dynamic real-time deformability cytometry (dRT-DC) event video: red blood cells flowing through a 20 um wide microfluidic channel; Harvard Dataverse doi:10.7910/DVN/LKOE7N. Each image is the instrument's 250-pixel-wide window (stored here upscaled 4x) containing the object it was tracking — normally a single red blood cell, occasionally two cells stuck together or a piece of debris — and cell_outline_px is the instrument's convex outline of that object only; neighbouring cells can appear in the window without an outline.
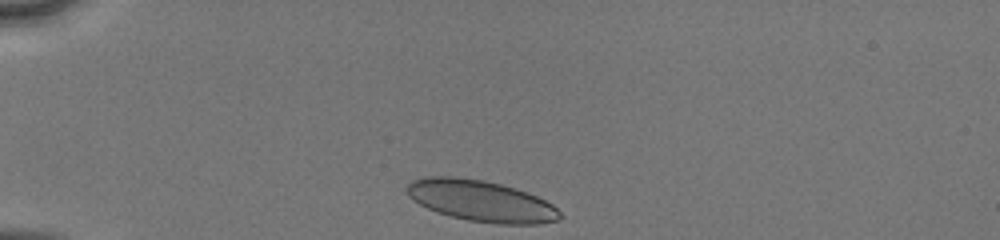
{"species": "human", "species_latin": "Homo sapiens", "temperature_condition": "cold", "stored_images_in_passage": 32, "camera_frame_rate_fps": 3000, "um_per_image_px": 0.085, "donor": {"sex": "male"}, "frame": {"image": 1, "passage_image": 1, "time_ms": 0.0, "image_size_px": [1000, 240], "cell_outline_px": [[564, 216], [560, 220], [540, 224], [500, 224], [468, 220], [436, 212], [412, 200], [408, 196], [408, 184], [412, 180], [428, 176], [452, 176], [484, 180], [500, 184], [528, 192], [552, 204]], "centroid_in_image_um": [40.91, 17.08], "position_along_channel_um": 44.1, "area_um2": 36.7}}
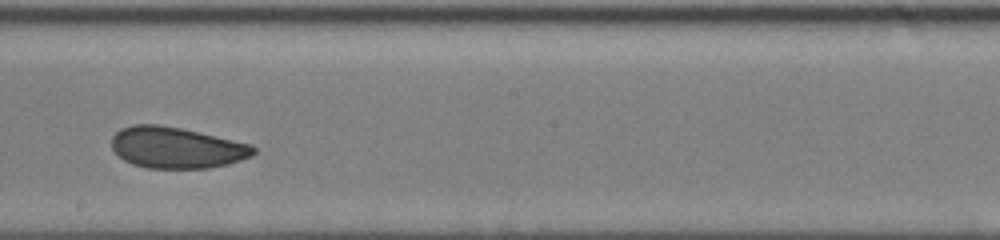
{"frame": {"image": 2, "passage_image": 18, "time_ms": 5.667, "image_size_px": [1000, 240], "cell_outline_px": [[256, 152], [252, 156], [228, 164], [208, 168], [148, 168], [132, 164], [124, 160], [112, 148], [112, 136], [120, 128], [132, 124], [156, 124], [180, 128], [252, 144], [256, 148]], "centroid_in_image_um": [15.0, 12.55], "position_along_channel_um": 233.2, "area_um2": 34.04}}
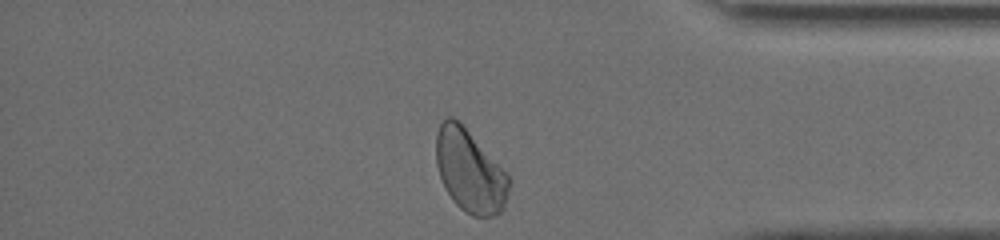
{"frame": {"image": 3, "passage_image": 31, "time_ms": 10.0, "image_size_px": [1000, 240], "cell_outline_px": [[508, 188], [504, 208], [496, 216], [472, 216], [464, 212], [452, 200], [444, 188], [436, 164], [436, 132], [440, 124], [448, 116], [452, 116], [508, 172]], "centroid_in_image_um": [39.92, 14.57], "position_along_channel_um": 395.3, "area_um2": 34.8}, "authors_computed_cell_mechanics": {"area_um2": 34.68, "velocity_mm_per_s": 4.0968, "shape_relaxation_time_tau1_ms": 6.5297, "shape_relaxation_time_tau2_ms": 1.2214, "deformation_change_tau1": 0.1205, "deformation_change_tau2": 0.0721}}